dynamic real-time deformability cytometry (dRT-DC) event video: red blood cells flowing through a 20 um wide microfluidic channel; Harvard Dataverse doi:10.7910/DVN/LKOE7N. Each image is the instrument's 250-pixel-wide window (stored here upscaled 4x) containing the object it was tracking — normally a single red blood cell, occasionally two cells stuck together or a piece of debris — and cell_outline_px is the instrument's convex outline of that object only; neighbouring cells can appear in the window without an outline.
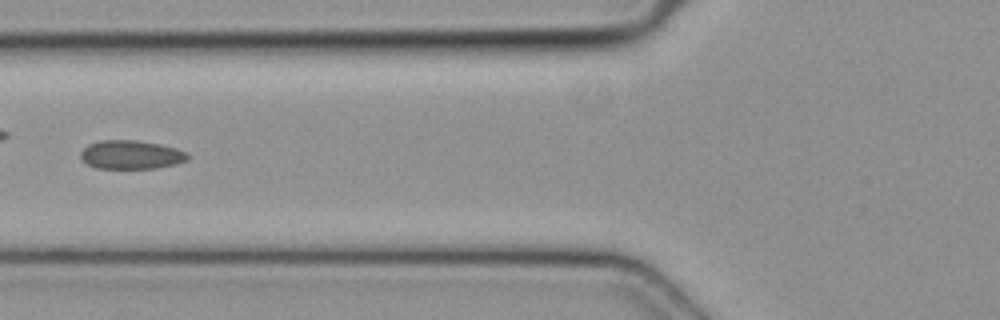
{"species": "common noctule bat (a hibernating species)", "species_latin": "Nyctalus noctula", "temperature_condition": "cold", "stored_images_in_passage": 5, "camera_frame_rate_fps": 3000, "um_per_image_px": 0.085, "animal": {"sex": "female", "body_mass_g": 19.3, "forearm_length_mm": 54.1}, "frame": {"image": 1, "passage_image": 5, "time_ms": 1.333, "image_size_px": [1000, 320], "cell_outline_px": [[188, 160], [176, 164], [156, 168], [96, 168], [88, 164], [80, 156], [80, 152], [88, 144], [100, 140], [136, 140], [160, 144], [176, 148], [188, 152]], "centroid_in_image_um": [11.16, 13.14], "position_along_channel_um": 114.6, "area_um2": 17.92}}